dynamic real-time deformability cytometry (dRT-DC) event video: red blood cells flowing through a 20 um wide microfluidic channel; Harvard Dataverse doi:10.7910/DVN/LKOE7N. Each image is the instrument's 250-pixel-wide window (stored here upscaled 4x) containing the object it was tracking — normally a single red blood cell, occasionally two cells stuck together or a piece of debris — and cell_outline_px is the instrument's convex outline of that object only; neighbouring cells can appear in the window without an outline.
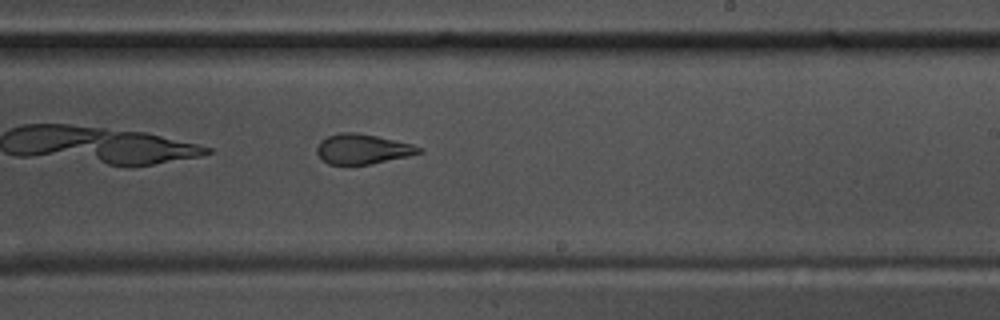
{"species": "common noctule bat (a hibernating species)", "species_latin": "Nyctalus noctula", "temperature_condition": "warm", "stored_images_in_passage": 36, "camera_frame_rate_fps": 3000, "um_per_image_px": 0.085, "animal": {"sex": "male", "body_mass_g": 17.5, "forearm_length_mm": 52.3}, "frame": {"image": 1, "passage_image": 16, "time_ms": 5.0, "image_size_px": [1000, 320], "cell_outline_px": [[424, 152], [408, 156], [368, 164], [328, 164], [316, 152], [316, 148], [320, 140], [328, 136], [340, 132], [356, 132], [376, 136], [412, 144], [424, 148]], "centroid_in_image_um": [30.82, 12.65], "position_along_channel_um": 258.2, "area_um2": 17.69}}